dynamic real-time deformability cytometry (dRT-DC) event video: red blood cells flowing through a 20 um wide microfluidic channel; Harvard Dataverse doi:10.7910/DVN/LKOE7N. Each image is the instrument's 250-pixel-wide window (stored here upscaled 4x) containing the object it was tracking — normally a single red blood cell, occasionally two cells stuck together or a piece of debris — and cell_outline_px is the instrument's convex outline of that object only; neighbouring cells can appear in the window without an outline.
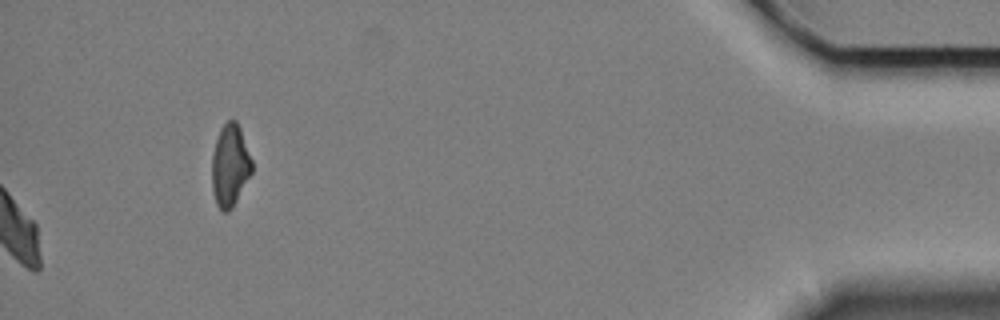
{"species": "Egyptian fruit bat (a non-hibernating species)", "species_latin": "Rousettus aegyptiacus", "temperature_condition": "cold", "stored_images_in_passage": 45, "camera_frame_rate_fps": 3000, "um_per_image_px": 0.085, "animal": {"sex": "female"}, "frame": {"image": 1, "passage_image": 45, "time_ms": 14.667, "image_size_px": [1000, 320], "cell_outline_px": [[252, 172], [232, 208], [228, 212], [224, 212], [216, 204], [212, 188], [212, 156], [216, 140], [220, 128], [228, 120], [236, 120], [240, 128], [252, 160]], "centroid_in_image_um": [19.55, 14.07], "position_along_channel_um": 415.7, "area_um2": 19.02}, "authors_computed_cell_mechanics": {"area_um2": 22.8888, "velocity_mm_per_s": 3.3523, "shape_relaxation_time_tau1_ms": 5.108, "shape_relaxation_time_tau2_ms": 7.4911, "deformation_change_tau1": 0.1289, "deformation_change_tau2": 0.1004}}